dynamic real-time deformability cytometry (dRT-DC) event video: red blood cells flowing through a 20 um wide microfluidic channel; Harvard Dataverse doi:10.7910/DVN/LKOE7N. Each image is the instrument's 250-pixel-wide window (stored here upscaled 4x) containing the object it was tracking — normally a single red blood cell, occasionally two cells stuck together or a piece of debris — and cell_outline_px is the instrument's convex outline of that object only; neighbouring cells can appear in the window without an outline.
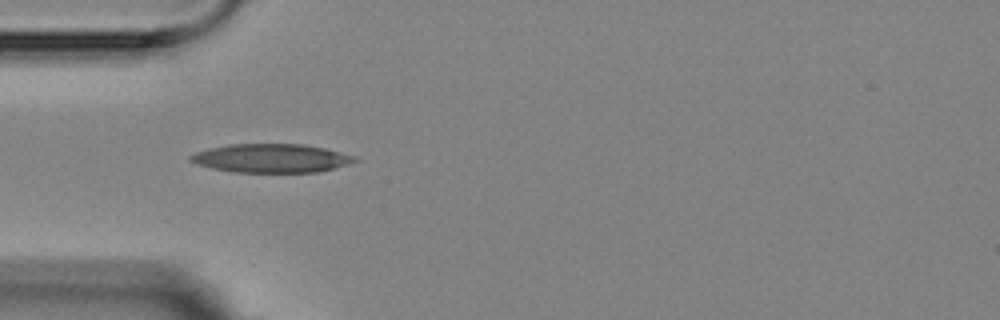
{"species": "Egyptian fruit bat (a non-hibernating species)", "species_latin": "Rousettus aegyptiacus", "temperature_condition": "room temperature", "stored_images_in_passage": 3, "camera_frame_rate_fps": 3000, "um_per_image_px": 0.085, "animal": {"sex": "female"}, "frame": {"image": 1, "passage_image": 1, "time_ms": 0.0, "image_size_px": [1000, 320], "cell_outline_px": [[360, 160], [348, 164], [316, 172], [236, 172], [212, 168], [188, 160], [188, 156], [196, 152], [208, 148], [228, 144], [304, 144], [324, 148], [356, 156]], "centroid_in_image_um": [23.06, 13.44], "position_along_channel_um": 61.9, "area_um2": 27.34}}
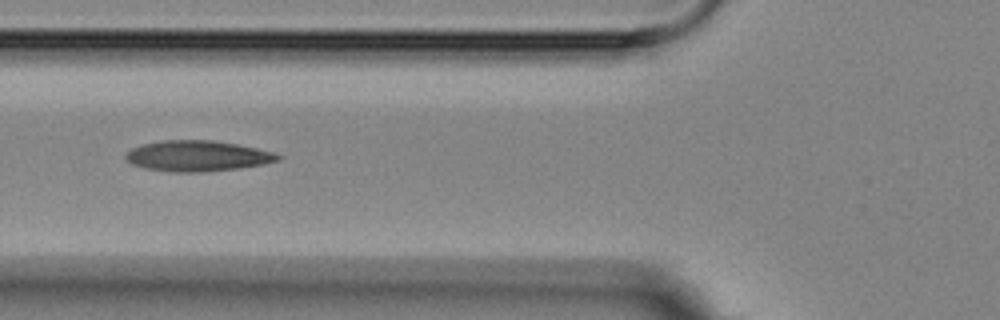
{"frame": {"image": 2, "passage_image": 2, "time_ms": 1.333, "image_size_px": [1000, 320], "cell_outline_px": [[284, 156], [280, 160], [264, 164], [240, 168], [204, 172], [172, 172], [144, 168], [132, 164], [124, 160], [124, 156], [132, 148], [144, 144], [164, 140], [212, 140], [236, 144], [256, 148], [272, 152]], "centroid_in_image_um": [16.79, 13.26], "position_along_channel_um": 109.0, "area_um2": 27.28}}
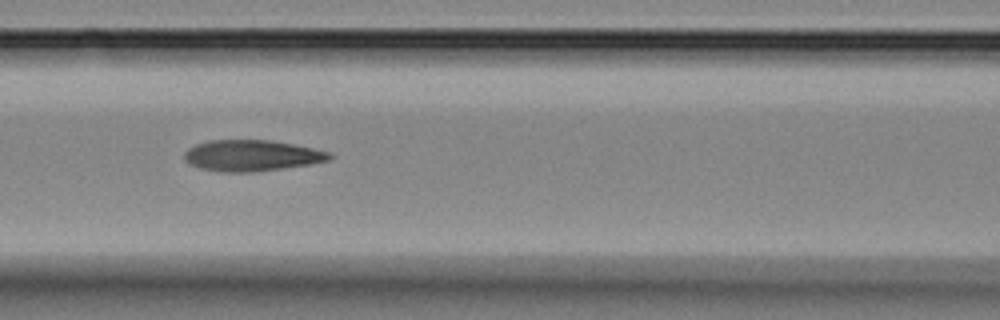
{"frame": {"image": 3, "passage_image": 3, "time_ms": 2.333, "image_size_px": [1000, 320], "cell_outline_px": [[332, 156], [328, 160], [308, 164], [252, 172], [224, 172], [200, 168], [188, 164], [184, 160], [184, 152], [188, 148], [196, 144], [208, 140], [268, 140], [292, 144], [312, 148], [328, 152]], "centroid_in_image_um": [21.3, 13.22], "position_along_channel_um": 145.3, "area_um2": 26.01}}